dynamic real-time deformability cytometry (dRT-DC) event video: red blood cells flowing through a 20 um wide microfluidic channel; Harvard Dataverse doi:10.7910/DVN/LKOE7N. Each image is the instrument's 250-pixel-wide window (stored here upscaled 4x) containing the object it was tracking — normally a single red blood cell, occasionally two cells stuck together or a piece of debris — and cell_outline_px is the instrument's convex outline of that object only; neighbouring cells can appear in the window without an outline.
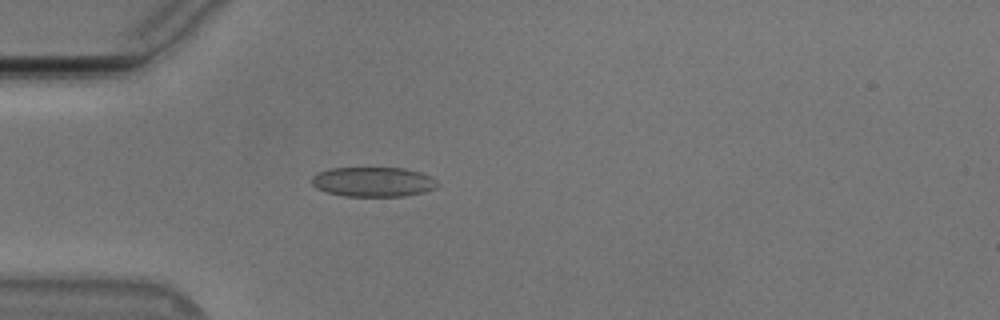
{"species": "Egyptian fruit bat (a non-hibernating species)", "species_latin": "Rousettus aegyptiacus", "temperature_condition": "cold", "stored_images_in_passage": 39, "camera_frame_rate_fps": 3000, "um_per_image_px": 0.085, "animal": {"sex": "male"}, "frame": {"image": 1, "passage_image": 1, "time_ms": 0.0, "image_size_px": [1000, 320], "cell_outline_px": [[440, 184], [436, 188], [424, 192], [404, 196], [344, 196], [328, 192], [316, 188], [312, 184], [312, 176], [320, 172], [332, 168], [404, 168], [420, 172], [432, 176]], "centroid_in_image_um": [31.77, 15.46], "position_along_channel_um": 53.2, "area_um2": 21.79}}
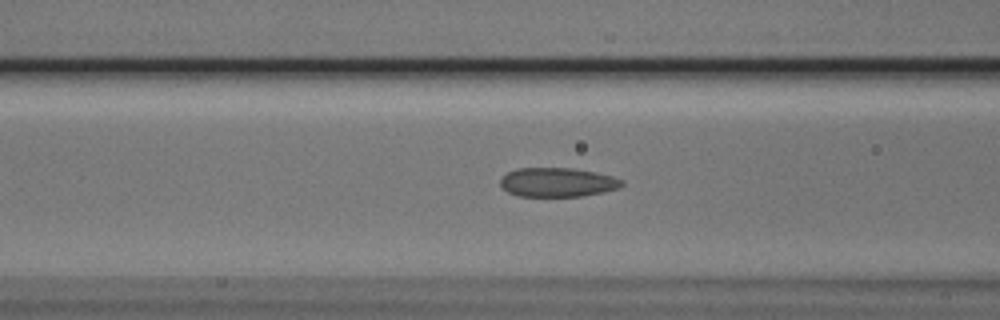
{"frame": {"image": 2, "passage_image": 7, "time_ms": 2.0, "image_size_px": [1000, 320], "cell_outline_px": [[624, 184], [620, 188], [604, 192], [580, 196], [516, 196], [508, 192], [500, 184], [500, 180], [508, 172], [516, 168], [572, 168], [596, 172], [612, 176], [624, 180]], "centroid_in_image_um": [47.42, 15.49], "position_along_channel_um": 119.2, "area_um2": 20.69}}
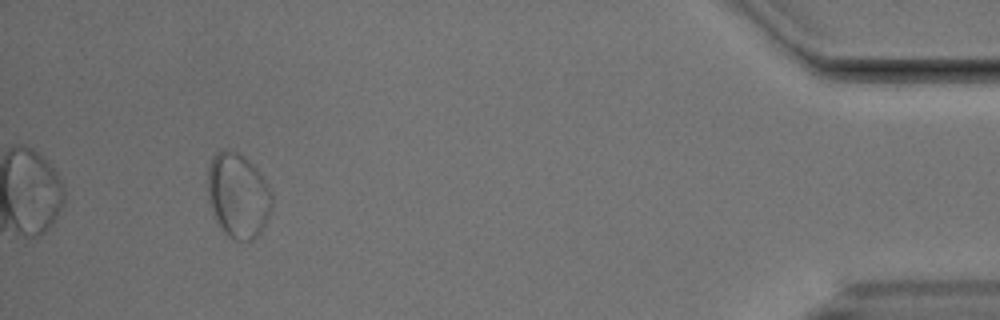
{"frame": {"image": 3, "passage_image": 36, "time_ms": 11.667, "image_size_px": [1000, 320], "cell_outline_px": [[272, 212], [260, 232], [252, 240], [236, 240], [228, 236], [224, 232], [216, 220], [208, 200], [208, 168], [212, 156], [216, 152], [224, 148], [236, 152], [244, 156], [256, 168], [264, 180], [272, 196]], "centroid_in_image_um": [20.22, 16.61], "position_along_channel_um": 415.0, "area_um2": 31.67}, "authors_computed_cell_mechanics": {"area_um2": 21.386, "velocity_mm_per_s": 3.751, "shape_relaxation_time_tau1_ms": null, "shape_relaxation_time_tau2_ms": 1.5031, "deformation_change_tau1": null, "deformation_change_tau2": 0.0616}}